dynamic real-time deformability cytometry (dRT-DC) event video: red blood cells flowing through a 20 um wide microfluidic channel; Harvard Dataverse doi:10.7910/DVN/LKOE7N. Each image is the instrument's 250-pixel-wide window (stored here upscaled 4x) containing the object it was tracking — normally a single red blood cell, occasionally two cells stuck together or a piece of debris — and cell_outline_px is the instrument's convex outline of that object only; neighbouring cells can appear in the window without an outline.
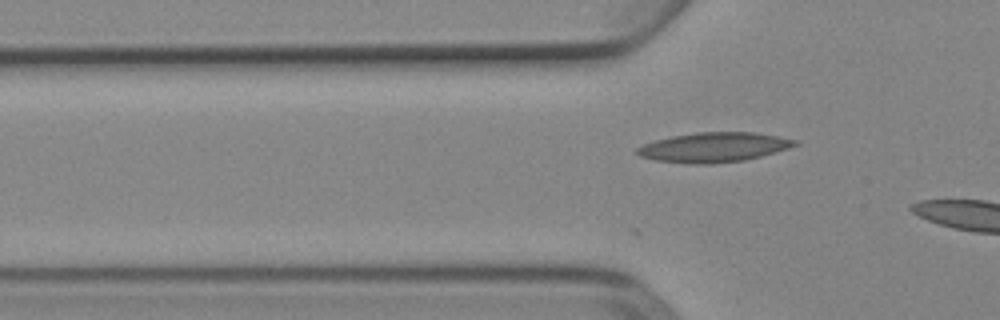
{"species": "Egyptian fruit bat (a non-hibernating species)", "species_latin": "Rousettus aegyptiacus", "temperature_condition": "cold", "stored_images_in_passage": 15, "camera_frame_rate_fps": 3000, "um_per_image_px": 0.085, "animal": {"sex": "female"}, "frame": {"image": 1, "passage_image": 13, "time_ms": 4.0, "image_size_px": [1000, 320], "cell_outline_px": [[800, 144], [788, 148], [760, 156], [744, 160], [712, 164], [688, 164], [652, 160], [640, 156], [636, 152], [636, 148], [644, 144], [656, 140], [672, 136], [700, 132], [756, 132], [780, 136], [796, 140]], "centroid_in_image_um": [60.67, 12.52], "position_along_channel_um": 65.1, "area_um2": 27.34}}